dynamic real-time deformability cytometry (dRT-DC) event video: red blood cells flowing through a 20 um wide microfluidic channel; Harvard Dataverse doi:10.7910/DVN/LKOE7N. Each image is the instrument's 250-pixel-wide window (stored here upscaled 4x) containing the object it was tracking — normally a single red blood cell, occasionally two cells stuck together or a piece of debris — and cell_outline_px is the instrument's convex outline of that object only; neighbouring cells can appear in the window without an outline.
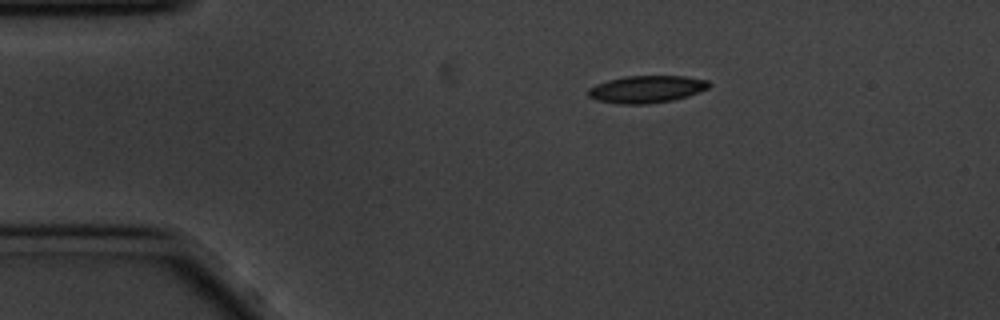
{"species": "common noctule bat (a hibernating species)", "species_latin": "Nyctalus noctula", "temperature_condition": "cold", "stored_images_in_passage": 2, "camera_frame_rate_fps": 3000, "um_per_image_px": 0.085, "animal": {"sex": "male", "body_mass_g": 20.1, "forearm_length_mm": 53.5}, "frame": {"image": 1, "passage_image": 1, "time_ms": 0.0, "image_size_px": [1000, 320], "cell_outline_px": [[712, 84], [708, 88], [700, 92], [688, 96], [672, 100], [648, 104], [616, 104], [596, 100], [588, 96], [588, 88], [596, 84], [608, 80], [624, 76], [684, 76], [708, 80]], "centroid_in_image_um": [54.96, 7.58], "position_along_channel_um": 30.0, "area_um2": 19.36}}